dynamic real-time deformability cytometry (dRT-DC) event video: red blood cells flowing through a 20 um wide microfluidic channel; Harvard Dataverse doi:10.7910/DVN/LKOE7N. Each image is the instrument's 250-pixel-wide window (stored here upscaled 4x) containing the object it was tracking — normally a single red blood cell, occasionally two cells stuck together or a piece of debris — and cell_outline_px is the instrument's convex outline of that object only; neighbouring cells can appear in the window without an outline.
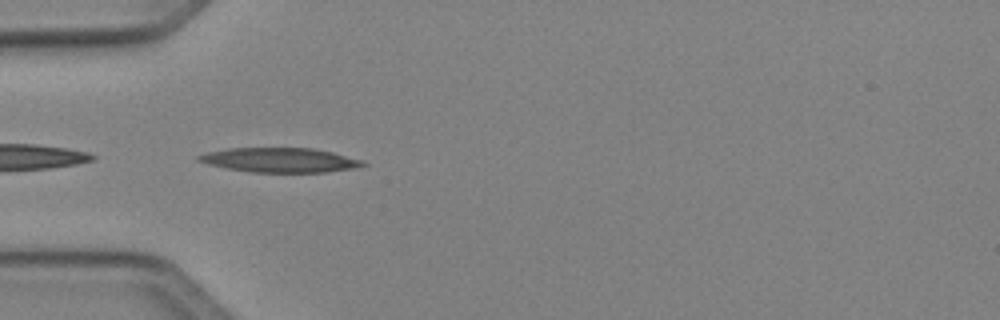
{"species": "Egyptian fruit bat (a non-hibernating species)", "species_latin": "Rousettus aegyptiacus", "temperature_condition": "cold", "stored_images_in_passage": 13, "camera_frame_rate_fps": 3000, "um_per_image_px": 0.085, "animal": {"sex": "female"}, "frame": {"image": 1, "passage_image": 1, "time_ms": 0.0, "image_size_px": [1000, 320], "cell_outline_px": [[368, 164], [352, 168], [328, 172], [252, 172], [228, 168], [208, 164], [196, 160], [196, 156], [208, 152], [228, 148], [312, 148], [332, 152], [360, 160]], "centroid_in_image_um": [23.75, 13.6], "position_along_channel_um": 61.2, "area_um2": 23.18}}
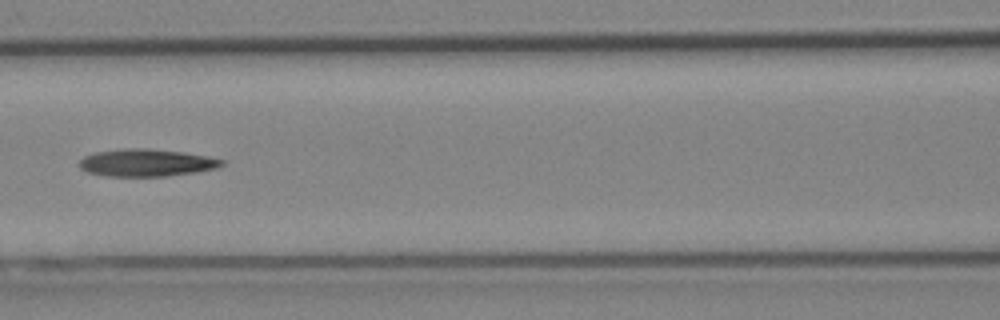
{"frame": {"image": 2, "passage_image": 8, "time_ms": 2.333, "image_size_px": [1000, 320], "cell_outline_px": [[224, 164], [216, 168], [196, 172], [168, 176], [108, 176], [88, 172], [80, 168], [80, 160], [84, 156], [96, 152], [124, 148], [148, 148], [184, 152], [208, 156], [224, 160]], "centroid_in_image_um": [12.47, 13.82], "position_along_channel_um": 154.1, "area_um2": 22.72}}
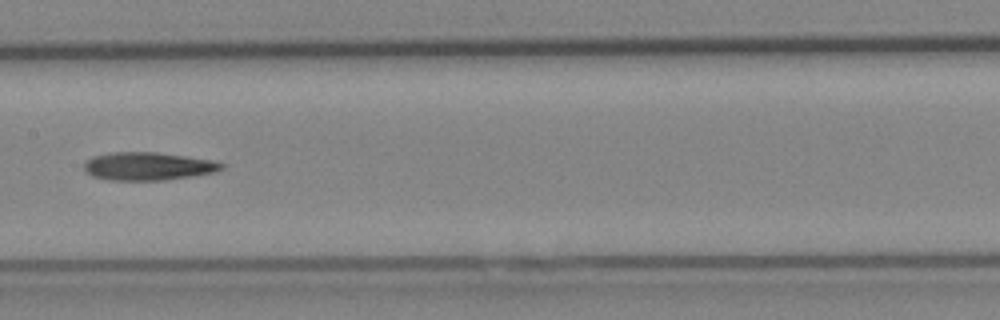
{"frame": {"image": 3, "passage_image": 11, "time_ms": 3.333, "image_size_px": [1000, 320], "cell_outline_px": [[224, 168], [216, 172], [192, 176], [164, 180], [108, 180], [92, 176], [84, 172], [84, 164], [92, 156], [108, 152], [156, 152], [212, 160], [224, 164]], "centroid_in_image_um": [12.55, 14.13], "position_along_channel_um": 194.8, "area_um2": 22.54}}